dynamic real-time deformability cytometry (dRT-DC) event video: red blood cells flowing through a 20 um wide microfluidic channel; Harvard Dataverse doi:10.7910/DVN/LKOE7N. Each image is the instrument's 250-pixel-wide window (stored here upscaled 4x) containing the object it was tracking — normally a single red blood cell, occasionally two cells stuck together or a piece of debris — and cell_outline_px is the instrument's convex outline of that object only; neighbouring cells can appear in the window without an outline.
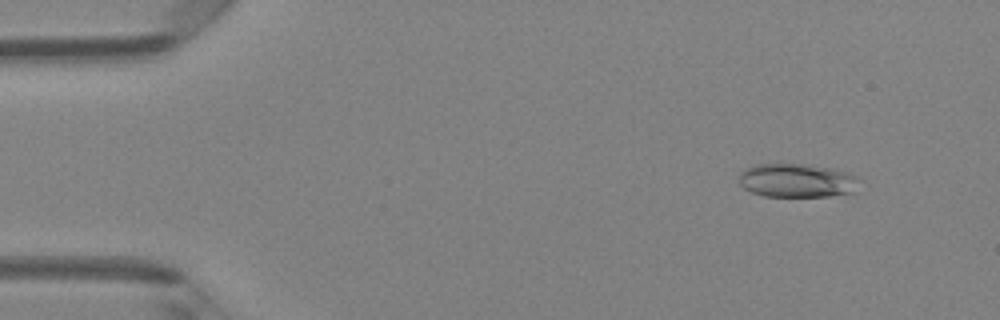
{"species": "Egyptian fruit bat (a non-hibernating species)", "species_latin": "Rousettus aegyptiacus", "temperature_condition": "room temperature", "stored_images_in_passage": 47, "camera_frame_rate_fps": 3000, "um_per_image_px": 0.085, "animal": {"sex": "female"}, "frame": {"image": 1, "passage_image": 4, "time_ms": 1.0, "image_size_px": [1000, 320], "cell_outline_px": [[860, 180], [852, 192], [828, 196], [764, 196], [752, 192], [744, 188], [740, 184], [740, 172], [744, 168], [756, 164], [804, 164], [832, 168], [848, 172], [856, 176]], "centroid_in_image_um": [67.72, 15.33], "position_along_channel_um": 17.3, "area_um2": 23.58}}
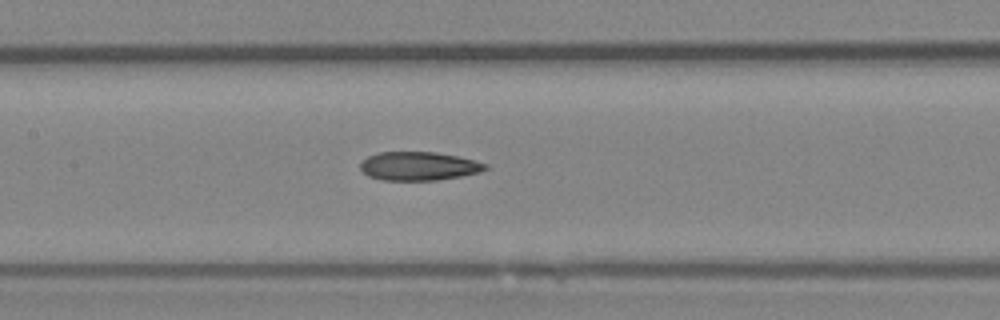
{"frame": {"image": 2, "passage_image": 22, "time_ms": 7.0, "image_size_px": [1000, 320], "cell_outline_px": [[488, 168], [480, 172], [460, 176], [436, 180], [380, 180], [368, 176], [360, 168], [360, 164], [368, 156], [380, 152], [436, 152], [456, 156], [488, 164]], "centroid_in_image_um": [35.58, 14.12], "position_along_channel_um": 171.8, "area_um2": 20.69}}
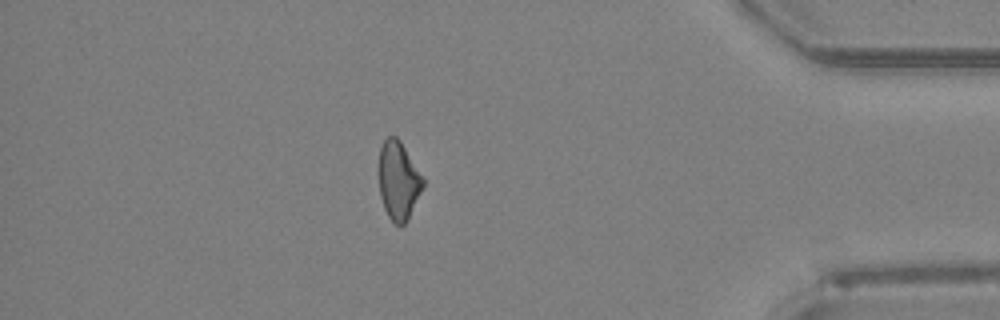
{"frame": {"image": 3, "passage_image": 41, "time_ms": 13.333, "image_size_px": [1000, 320], "cell_outline_px": [[424, 184], [408, 220], [404, 224], [396, 224], [388, 216], [384, 208], [380, 196], [380, 148], [384, 140], [388, 136], [396, 136], [400, 140], [424, 180]], "centroid_in_image_um": [33.87, 15.35], "position_along_channel_um": 401.3, "area_um2": 19.65}, "authors_computed_cell_mechanics": {"area_um2": 21.386, "velocity_mm_per_s": 4.2218, "shape_relaxation_time_tau1_ms": null, "shape_relaxation_time_tau2_ms": 7.5069, "deformation_change_tau1": null, "deformation_change_tau2": 0.1806}}